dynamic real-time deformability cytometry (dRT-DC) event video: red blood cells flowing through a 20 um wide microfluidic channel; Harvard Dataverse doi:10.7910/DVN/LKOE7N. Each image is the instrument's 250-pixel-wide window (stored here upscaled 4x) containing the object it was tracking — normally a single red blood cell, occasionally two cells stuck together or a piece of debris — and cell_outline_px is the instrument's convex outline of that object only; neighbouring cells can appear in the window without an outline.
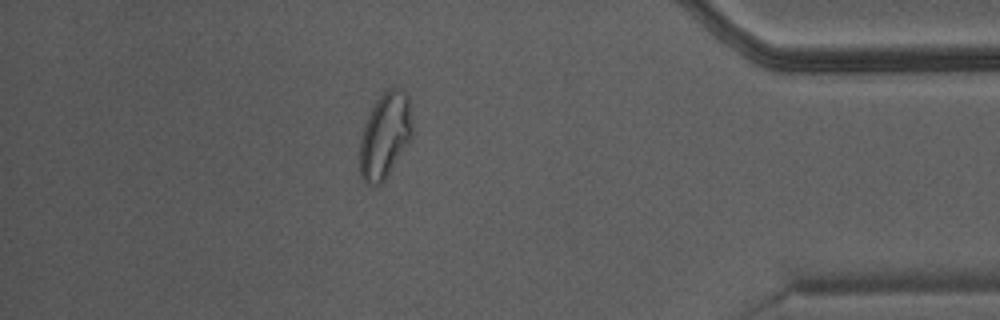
{"species": "Egyptian fruit bat (a non-hibernating species)", "species_latin": "Rousettus aegyptiacus", "temperature_condition": "warm", "stored_images_in_passage": 36, "camera_frame_rate_fps": 3000, "um_per_image_px": 0.085, "animal": {"sex": "male"}, "frame": {"image": 1, "passage_image": 31, "time_ms": 10.0, "image_size_px": [1000, 320], "cell_outline_px": [[412, 136], [384, 180], [380, 184], [364, 184], [360, 176], [360, 140], [364, 124], [376, 100], [388, 88], [400, 88], [408, 96], [412, 124]], "centroid_in_image_um": [32.71, 11.51], "position_along_channel_um": 402.5, "area_um2": 25.89}}